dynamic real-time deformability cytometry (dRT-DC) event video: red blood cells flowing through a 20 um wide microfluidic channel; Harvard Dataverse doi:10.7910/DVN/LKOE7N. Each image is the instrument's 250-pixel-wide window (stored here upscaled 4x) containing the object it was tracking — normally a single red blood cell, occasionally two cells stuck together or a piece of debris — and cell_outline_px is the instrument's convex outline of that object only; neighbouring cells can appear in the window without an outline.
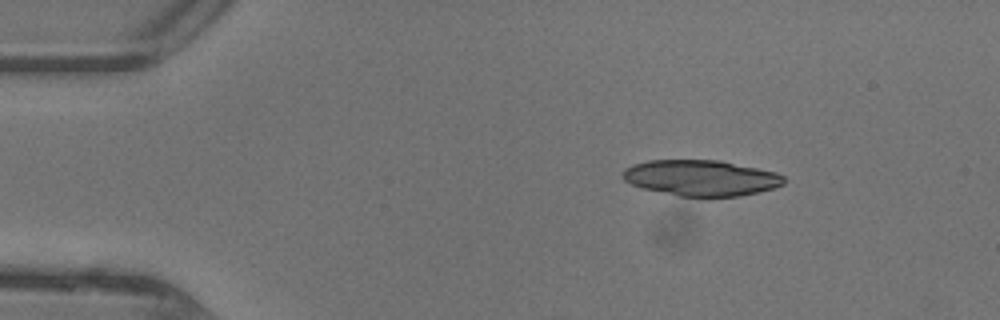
{"species": "common noctule bat (a hibernating species)", "species_latin": "Nyctalus noctula", "temperature_condition": "warm", "stored_images_in_passage": 5, "camera_frame_rate_fps": 3000, "um_per_image_px": 0.085, "animal": {"sex": "female"}, "frame": {"image": 1, "passage_image": 1, "time_ms": 0.0, "image_size_px": [1000, 320], "cell_outline_px": [[784, 184], [760, 192], [740, 196], [708, 200], [680, 196], [644, 188], [632, 184], [624, 180], [620, 176], [620, 172], [624, 168], [632, 164], [648, 160], [720, 160], [776, 172], [784, 176]], "centroid_in_image_um": [59.58, 15.15], "position_along_channel_um": 25.4, "area_um2": 34.51}}